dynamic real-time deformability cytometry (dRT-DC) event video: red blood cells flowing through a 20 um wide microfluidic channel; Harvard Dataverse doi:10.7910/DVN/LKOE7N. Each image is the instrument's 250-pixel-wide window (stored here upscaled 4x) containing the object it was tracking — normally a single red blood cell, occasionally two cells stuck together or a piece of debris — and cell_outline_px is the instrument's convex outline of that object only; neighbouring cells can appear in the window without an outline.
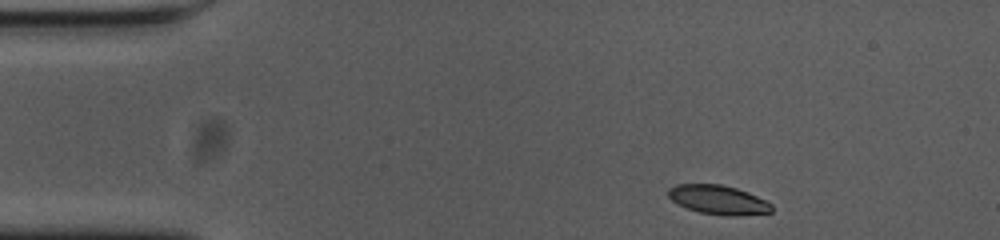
{"species": "common noctule bat (a hibernating species)", "species_latin": "Nyctalus noctula", "temperature_condition": "cold", "stored_images_in_passage": 49, "camera_frame_rate_fps": 3000, "um_per_image_px": 0.085, "animal": {"sex": "female", "body_mass_g": 23.0, "forearm_length_mm": 53.4}, "frame": {"image": 1, "passage_image": 1, "time_ms": 0.0, "image_size_px": [1000, 240], "cell_outline_px": [[772, 212], [732, 216], [724, 216], [700, 212], [688, 208], [672, 200], [668, 196], [668, 188], [676, 184], [720, 184], [736, 188], [748, 192], [772, 204]], "centroid_in_image_um": [61.05, 16.98], "position_along_channel_um": 24.0, "area_um2": 17.4}}
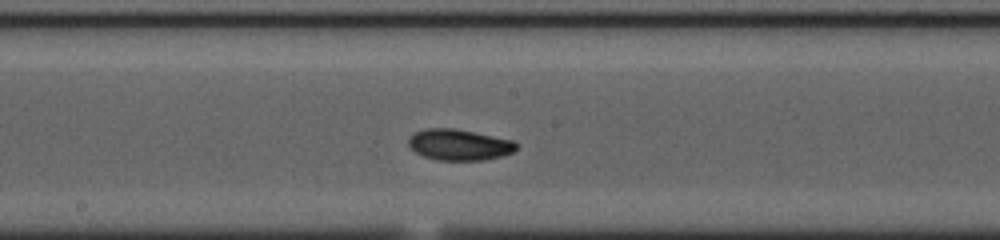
{"frame": {"image": 2, "passage_image": 22, "time_ms": 7.0, "image_size_px": [1000, 240], "cell_outline_px": [[520, 144], [512, 152], [504, 156], [484, 160], [436, 160], [424, 156], [416, 152], [408, 144], [408, 140], [416, 132], [428, 128], [452, 128], [516, 140]], "centroid_in_image_um": [39.1, 12.31], "position_along_channel_um": 209.1, "area_um2": 19.54}}
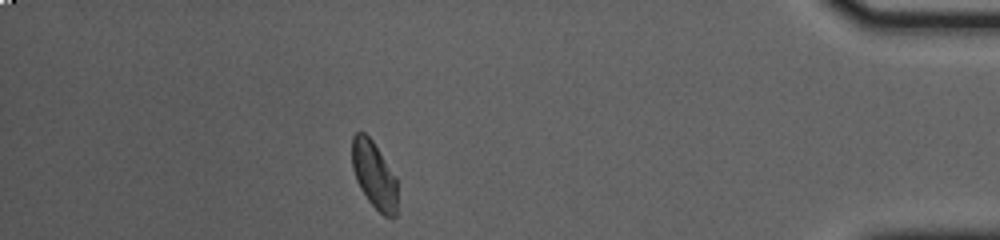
{"frame": {"image": 3, "passage_image": 42, "time_ms": 13.667, "image_size_px": [1000, 240], "cell_outline_px": [[396, 216], [392, 220], [384, 216], [368, 200], [360, 188], [356, 180], [352, 168], [352, 136], [356, 132], [364, 132], [372, 140], [396, 176]], "centroid_in_image_um": [31.79, 14.88], "position_along_channel_um": 403.4, "area_um2": 17.74}, "authors_computed_cell_mechanics": {"area_um2": 18.4382, "velocity_mm_per_s": 3.6457, "shape_relaxation_time_tau1_ms": 2.7293, "shape_relaxation_time_tau2_ms": 5.0538, "deformation_change_tau1": 0.1223, "deformation_change_tau2": 0.0894}}